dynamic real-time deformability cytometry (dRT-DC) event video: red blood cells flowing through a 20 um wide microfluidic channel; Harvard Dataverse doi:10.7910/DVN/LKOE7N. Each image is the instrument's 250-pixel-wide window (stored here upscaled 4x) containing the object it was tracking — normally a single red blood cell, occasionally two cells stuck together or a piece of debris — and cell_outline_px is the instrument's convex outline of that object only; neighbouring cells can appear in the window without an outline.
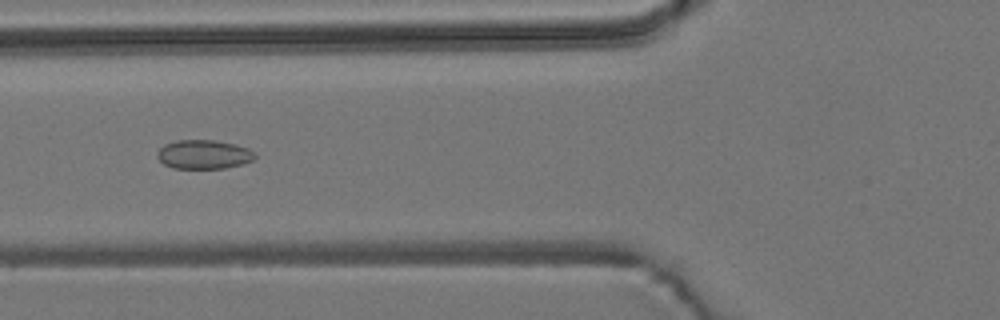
{"species": "common noctule bat (a hibernating species)", "species_latin": "Nyctalus noctula", "temperature_condition": "room temperature", "stored_images_in_passage": 6, "camera_frame_rate_fps": 3000, "um_per_image_px": 0.085, "animal": {"sex": "male", "body_mass_g": 19.2, "forearm_length_mm": 51.8}, "frame": {"image": 1, "passage_image": 6, "time_ms": 1.667, "image_size_px": [1000, 320], "cell_outline_px": [[256, 156], [252, 160], [244, 164], [224, 168], [172, 168], [164, 164], [156, 156], [156, 152], [164, 144], [176, 140], [216, 140], [236, 144], [248, 148]], "centroid_in_image_um": [17.3, 13.12], "position_along_channel_um": 108.5, "area_um2": 16.59}}